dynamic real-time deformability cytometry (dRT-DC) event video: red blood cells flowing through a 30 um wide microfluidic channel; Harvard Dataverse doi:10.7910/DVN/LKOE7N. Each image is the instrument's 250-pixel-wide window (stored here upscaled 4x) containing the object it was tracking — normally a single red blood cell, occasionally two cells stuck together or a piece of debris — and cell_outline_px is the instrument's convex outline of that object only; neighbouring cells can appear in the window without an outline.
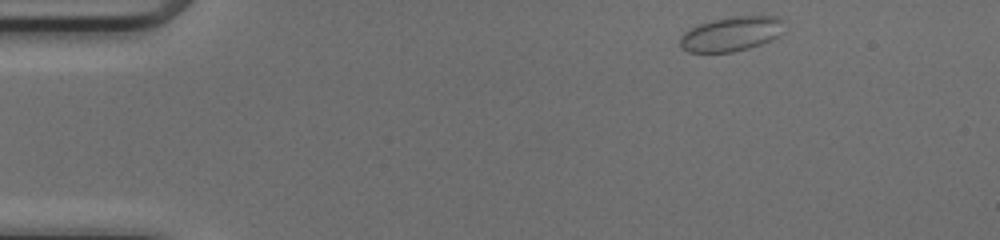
{"species": "common noctule bat (a hibernating species)", "species_latin": "Nyctalus noctula", "temperature_condition": "cold", "stored_images_in_passage": 45, "camera_frame_rate_fps": 3000, "um_per_image_px": 0.085, "animal": {"sex": "female", "body_mass_g": 17.0, "forearm_length_mm": 48.0}, "frame": {"image": 1, "passage_image": 1, "time_ms": 0.0, "image_size_px": [1000, 240], "cell_outline_px": [[784, 32], [780, 36], [772, 40], [748, 48], [732, 52], [688, 52], [680, 44], [680, 36], [684, 32], [700, 24], [732, 16], [776, 16], [780, 20]], "centroid_in_image_um": [62.18, 2.89], "position_along_channel_um": 22.8, "area_um2": 20.69}}
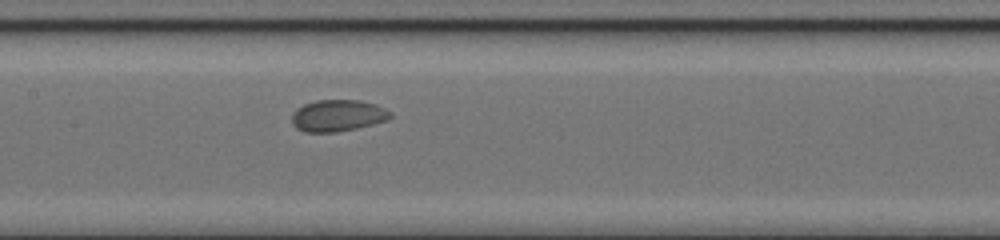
{"frame": {"image": 2, "passage_image": 19, "time_ms": 6.0, "image_size_px": [1000, 240], "cell_outline_px": [[392, 116], [388, 120], [356, 128], [336, 132], [304, 132], [296, 128], [292, 124], [292, 112], [296, 108], [304, 104], [316, 100], [356, 100], [376, 104], [392, 112]], "centroid_in_image_um": [28.69, 9.82], "position_along_channel_um": 178.7, "area_um2": 18.26}}
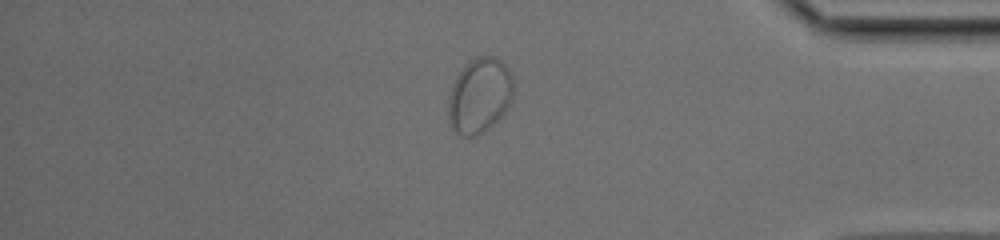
{"frame": {"image": 3, "passage_image": 37, "time_ms": 12.0, "image_size_px": [1000, 240], "cell_outline_px": [[512, 96], [504, 112], [488, 128], [476, 136], [460, 136], [452, 128], [448, 120], [448, 96], [452, 84], [456, 76], [464, 64], [468, 60], [476, 56], [496, 56], [508, 68], [512, 76]], "centroid_in_image_um": [40.72, 8.09], "position_along_channel_um": 394.5, "area_um2": 28.61}}